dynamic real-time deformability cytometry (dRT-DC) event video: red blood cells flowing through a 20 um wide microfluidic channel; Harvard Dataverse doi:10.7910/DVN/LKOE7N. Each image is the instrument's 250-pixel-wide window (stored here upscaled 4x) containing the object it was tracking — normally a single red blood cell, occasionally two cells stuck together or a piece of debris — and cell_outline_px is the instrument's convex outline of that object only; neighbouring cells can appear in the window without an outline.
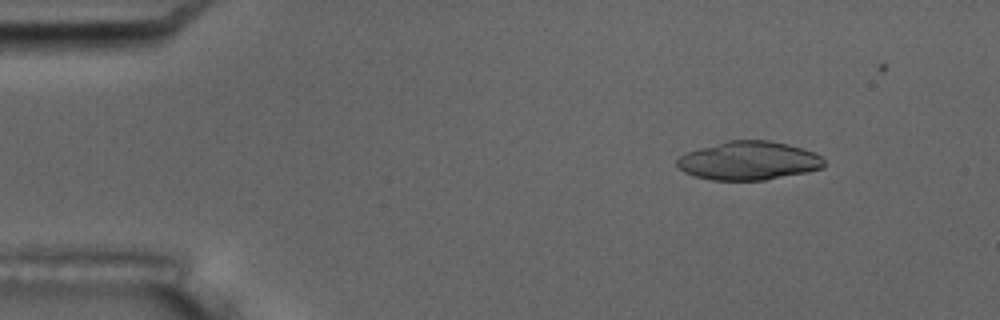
{"species": "common noctule bat (a hibernating species)", "species_latin": "Nyctalus noctula", "temperature_condition": "room temperature", "stored_images_in_passage": 2, "camera_frame_rate_fps": 3000, "um_per_image_px": 0.085, "animal": {"sex": "male", "body_mass_g": 17.5, "forearm_length_mm": 52.3}, "frame": {"image": 1, "passage_image": 1, "time_ms": 0.0, "image_size_px": [1000, 320], "cell_outline_px": [[824, 168], [808, 172], [764, 180], [712, 180], [696, 176], [684, 172], [676, 164], [676, 160], [680, 156], [688, 152], [700, 148], [728, 140], [768, 140], [788, 144], [812, 152], [820, 156], [824, 160]], "centroid_in_image_um": [63.65, 13.66], "position_along_channel_um": 21.4, "area_um2": 32.89}}